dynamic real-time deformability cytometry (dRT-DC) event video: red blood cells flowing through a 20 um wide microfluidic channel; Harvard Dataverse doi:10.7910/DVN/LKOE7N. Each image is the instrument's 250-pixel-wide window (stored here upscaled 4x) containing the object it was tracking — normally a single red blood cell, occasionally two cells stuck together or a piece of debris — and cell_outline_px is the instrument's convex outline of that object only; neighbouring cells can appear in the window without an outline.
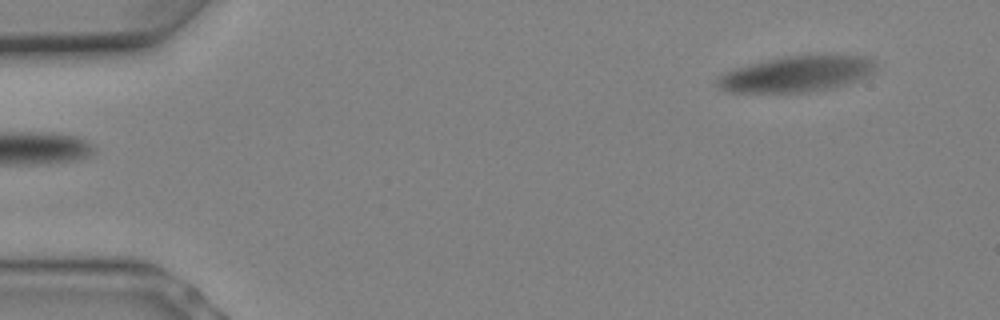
{"species": "Egyptian fruit bat (a non-hibernating species)", "species_latin": "Rousettus aegyptiacus", "temperature_condition": "warm", "stored_images_in_passage": 15, "camera_frame_rate_fps": 3000, "um_per_image_px": 0.085, "animal": {"sex": "female"}, "frame": {"image": 1, "passage_image": 1, "time_ms": 0.0, "image_size_px": [1000, 320], "cell_outline_px": [[876, 68], [872, 72], [856, 80], [832, 88], [808, 92], [728, 92], [720, 88], [716, 84], [716, 80], [724, 72], [748, 64], [784, 56], [864, 56], [872, 60], [876, 64]], "centroid_in_image_um": [67.65, 6.3], "position_along_channel_um": 17.3, "area_um2": 32.54}}
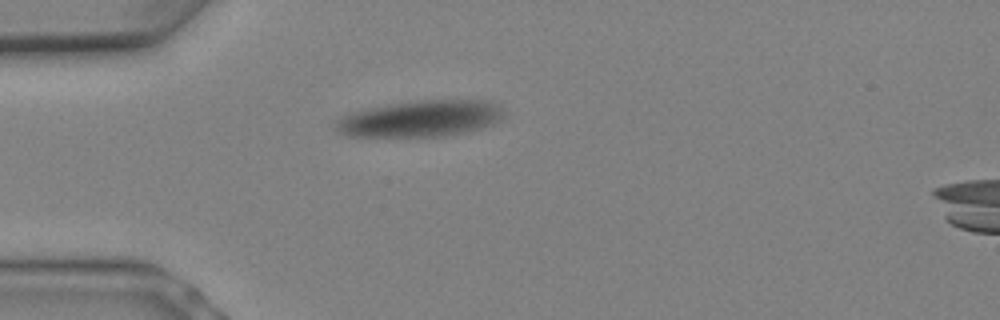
{"frame": {"image": 2, "passage_image": 6, "time_ms": 1.667, "image_size_px": [1000, 320], "cell_outline_px": [[504, 112], [500, 120], [492, 124], [480, 128], [464, 132], [444, 136], [348, 136], [340, 132], [336, 128], [336, 124], [344, 116], [356, 112], [372, 108], [392, 104], [420, 100], [488, 100], [496, 104]], "centroid_in_image_um": [35.82, 10.08], "position_along_channel_um": 49.2, "area_um2": 34.8}}
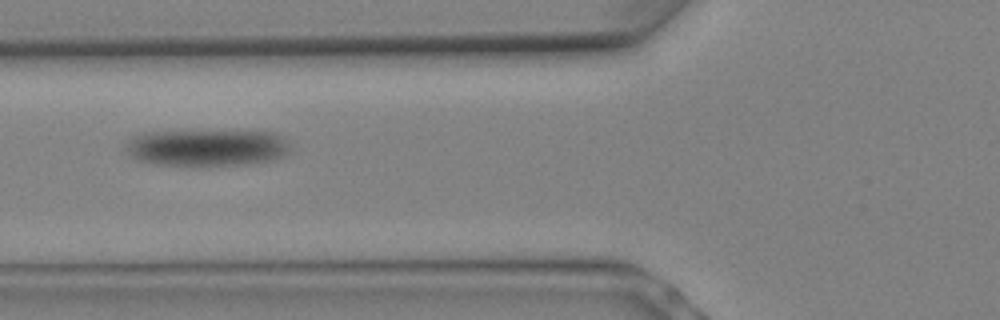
{"frame": {"image": 3, "passage_image": 9, "time_ms": 2.667, "image_size_px": [1000, 320], "cell_outline_px": [[292, 152], [288, 156], [272, 160], [244, 164], [192, 168], [156, 164], [136, 160], [124, 148], [128, 140], [132, 136], [144, 132], [276, 132], [292, 148]], "centroid_in_image_um": [17.58, 12.6], "position_along_channel_um": 108.2, "area_um2": 35.95}}